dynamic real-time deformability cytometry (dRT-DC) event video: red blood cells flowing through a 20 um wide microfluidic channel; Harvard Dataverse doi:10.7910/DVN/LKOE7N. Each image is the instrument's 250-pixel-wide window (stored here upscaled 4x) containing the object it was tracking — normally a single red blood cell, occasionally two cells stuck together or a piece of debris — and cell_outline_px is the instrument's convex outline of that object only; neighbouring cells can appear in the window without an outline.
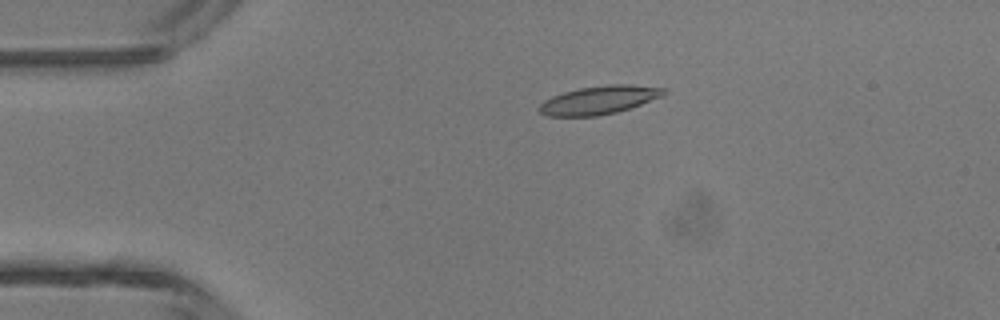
{"species": "common noctule bat (a hibernating species)", "species_latin": "Nyctalus noctula", "temperature_condition": "room temperature", "stored_images_in_passage": 3, "camera_frame_rate_fps": 3000, "um_per_image_px": 0.085, "animal": {"sex": "male", "body_mass_g": 13.3}, "frame": {"image": 1, "passage_image": 2, "time_ms": 0.333, "image_size_px": [1000, 320], "cell_outline_px": [[668, 92], [664, 96], [616, 112], [596, 116], [548, 116], [540, 112], [536, 108], [544, 100], [552, 96], [564, 92], [580, 88], [608, 84], [632, 84], [664, 88]], "centroid_in_image_um": [50.93, 8.49], "position_along_channel_um": 34.1, "area_um2": 20.58}}